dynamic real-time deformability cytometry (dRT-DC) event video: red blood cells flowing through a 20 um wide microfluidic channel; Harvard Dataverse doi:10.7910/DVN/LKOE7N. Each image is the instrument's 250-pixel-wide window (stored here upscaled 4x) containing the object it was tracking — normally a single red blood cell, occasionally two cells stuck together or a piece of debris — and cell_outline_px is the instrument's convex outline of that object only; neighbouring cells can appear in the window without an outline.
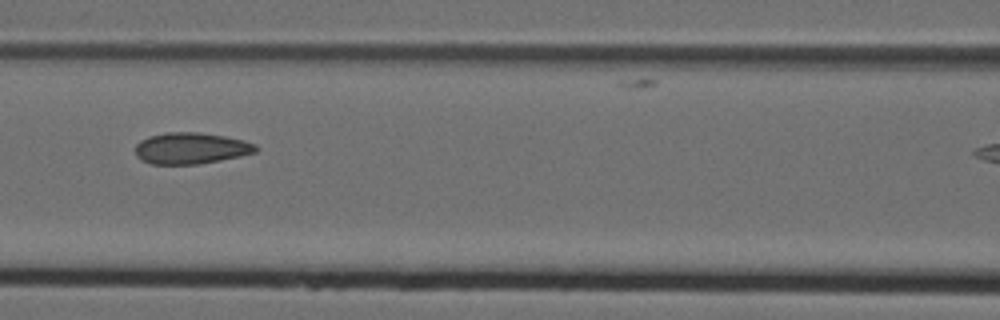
{"species": "Egyptian fruit bat (a non-hibernating species)", "species_latin": "Rousettus aegyptiacus", "temperature_condition": "cold", "stored_images_in_passage": 6, "camera_frame_rate_fps": 3000, "um_per_image_px": 0.085, "animal": {"sex": "female"}, "frame": {"image": 1, "passage_image": 5, "time_ms": 1.333, "image_size_px": [1000, 320], "cell_outline_px": [[260, 148], [256, 152], [240, 156], [220, 160], [196, 164], [152, 164], [140, 160], [136, 156], [136, 144], [140, 140], [148, 136], [168, 132], [200, 132], [224, 136], [244, 140], [256, 144]], "centroid_in_image_um": [16.23, 12.6], "position_along_channel_um": 150.4, "area_um2": 22.14}}